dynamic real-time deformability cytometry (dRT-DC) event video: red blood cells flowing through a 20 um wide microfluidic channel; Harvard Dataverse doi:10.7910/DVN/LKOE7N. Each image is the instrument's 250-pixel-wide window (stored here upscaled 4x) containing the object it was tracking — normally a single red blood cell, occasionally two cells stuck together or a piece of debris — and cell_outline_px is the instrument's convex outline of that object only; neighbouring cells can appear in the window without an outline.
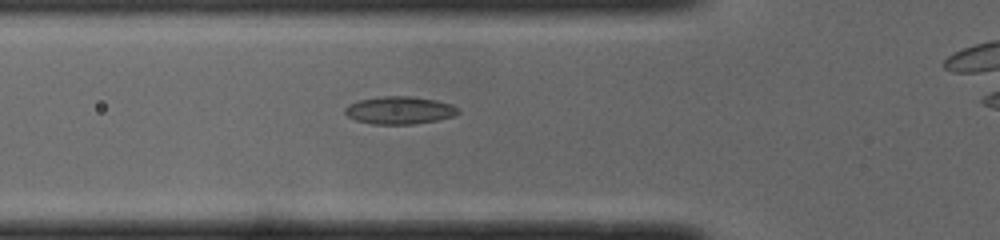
{"species": "common noctule bat (a hibernating species)", "species_latin": "Nyctalus noctula", "temperature_condition": "cold", "stored_images_in_passage": 28, "camera_frame_rate_fps": 3000, "um_per_image_px": 0.085, "animal": {"sex": "male", "body_mass_g": 19.0, "forearm_length_mm": 50.8}, "frame": {"image": 1, "passage_image": 2, "time_ms": 0.333, "image_size_px": [1000, 240], "cell_outline_px": [[460, 112], [456, 116], [436, 120], [412, 124], [372, 124], [356, 120], [348, 116], [344, 112], [344, 108], [348, 104], [360, 100], [384, 96], [412, 96], [436, 100], [452, 104]], "centroid_in_image_um": [33.96, 9.37], "position_along_channel_um": 91.8, "area_um2": 18.21}}
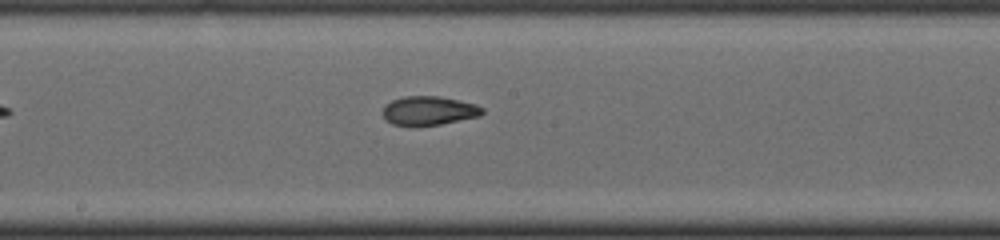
{"frame": {"image": 2, "passage_image": 11, "time_ms": 3.333, "image_size_px": [1000, 240], "cell_outline_px": [[484, 112], [480, 116], [440, 124], [392, 124], [384, 116], [384, 104], [392, 100], [404, 96], [440, 96], [476, 104], [484, 108]], "centroid_in_image_um": [36.5, 9.37], "position_along_channel_um": 211.7, "area_um2": 16.42}}
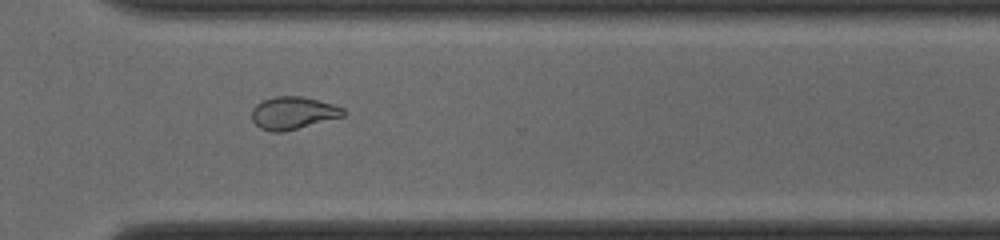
{"frame": {"image": 3, "passage_image": 21, "time_ms": 6.667, "image_size_px": [1000, 240], "cell_outline_px": [[344, 116], [280, 132], [272, 132], [260, 128], [252, 120], [252, 108], [256, 104], [264, 100], [276, 96], [304, 96], [332, 104], [344, 108]], "centroid_in_image_um": [24.89, 9.59], "position_along_channel_um": 345.7, "area_um2": 17.11}}